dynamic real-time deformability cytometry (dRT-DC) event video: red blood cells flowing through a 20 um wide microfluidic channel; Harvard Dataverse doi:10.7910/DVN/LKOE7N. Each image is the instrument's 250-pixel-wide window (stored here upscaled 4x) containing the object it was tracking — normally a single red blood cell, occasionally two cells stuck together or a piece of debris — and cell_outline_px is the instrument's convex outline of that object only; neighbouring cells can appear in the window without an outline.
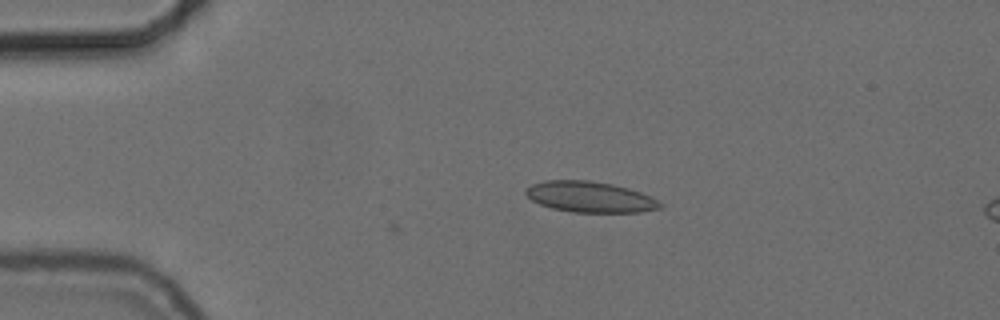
{"species": "common noctule bat (a hibernating species)", "species_latin": "Nyctalus noctula", "temperature_condition": "cold", "stored_images_in_passage": 10, "camera_frame_rate_fps": 3000, "um_per_image_px": 0.085, "animal": {"sex": "female", "body_mass_g": 24.6, "forearm_length_mm": 56.2}, "frame": {"image": 1, "passage_image": 10, "time_ms": 3.0, "image_size_px": [1000, 320], "cell_outline_px": [[664, 204], [660, 208], [640, 212], [572, 212], [552, 208], [540, 204], [532, 200], [524, 192], [532, 184], [544, 180], [588, 180], [612, 184], [628, 188], [640, 192]], "centroid_in_image_um": [50.14, 16.74], "position_along_channel_um": 34.9, "area_um2": 23.93}}